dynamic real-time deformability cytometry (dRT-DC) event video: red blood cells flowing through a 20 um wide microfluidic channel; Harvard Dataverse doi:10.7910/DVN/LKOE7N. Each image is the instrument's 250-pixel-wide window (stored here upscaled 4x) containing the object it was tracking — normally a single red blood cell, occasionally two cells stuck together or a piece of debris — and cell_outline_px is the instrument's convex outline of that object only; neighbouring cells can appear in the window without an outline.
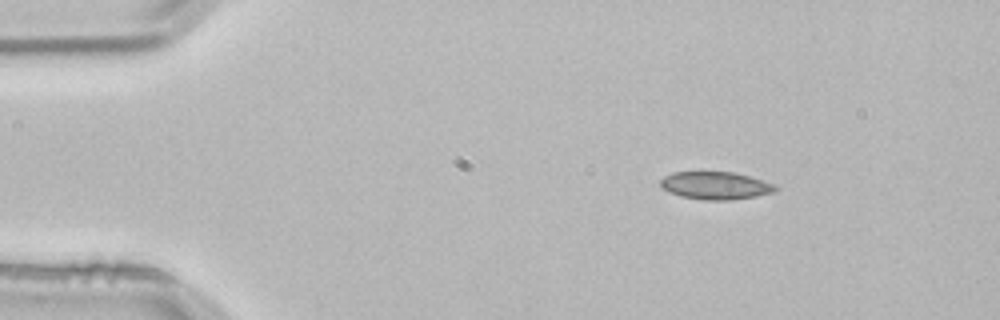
{"species": "common noctule bat (a hibernating species)", "species_latin": "Nyctalus noctula", "temperature_condition": "room temperature", "stored_images_in_passage": 2, "camera_frame_rate_fps": 3000, "um_per_image_px": 0.085, "animal": {"sex": "male", "body_mass_g": 21.5, "forearm_length_mm": 52.0}, "frame": {"image": 1, "passage_image": 1, "time_ms": 0.0, "image_size_px": [1000, 320], "cell_outline_px": [[780, 188], [776, 192], [756, 196], [728, 200], [704, 200], [680, 196], [668, 192], [660, 184], [660, 180], [664, 176], [672, 172], [732, 172], [748, 176], [772, 184]], "centroid_in_image_um": [60.8, 15.78], "position_along_channel_um": 24.2, "area_um2": 18.44}}